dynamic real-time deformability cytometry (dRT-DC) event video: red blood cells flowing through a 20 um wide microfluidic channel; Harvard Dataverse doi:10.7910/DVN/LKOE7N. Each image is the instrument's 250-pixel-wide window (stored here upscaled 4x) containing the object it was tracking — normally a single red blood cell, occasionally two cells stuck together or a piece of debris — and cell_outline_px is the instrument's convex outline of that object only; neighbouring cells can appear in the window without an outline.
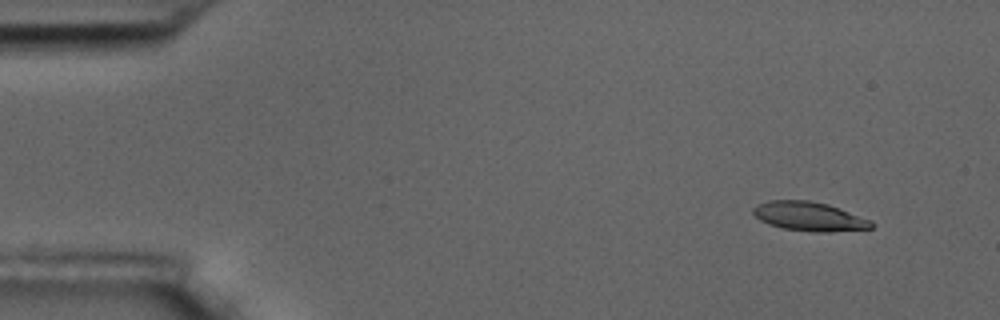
{"species": "common noctule bat (a hibernating species)", "species_latin": "Nyctalus noctula", "temperature_condition": "room temperature", "stored_images_in_passage": 46, "camera_frame_rate_fps": 3000, "um_per_image_px": 0.085, "animal": {"sex": "male", "body_mass_g": 17.5, "forearm_length_mm": 52.3}, "frame": {"image": 1, "passage_image": 2, "time_ms": 0.333, "image_size_px": [1000, 320], "cell_outline_px": [[872, 228], [832, 232], [812, 232], [780, 228], [768, 224], [760, 220], [752, 212], [752, 208], [756, 204], [768, 200], [808, 200], [828, 204], [868, 220], [872, 224]], "centroid_in_image_um": [68.69, 18.4], "position_along_channel_um": 16.3, "area_um2": 19.94}}
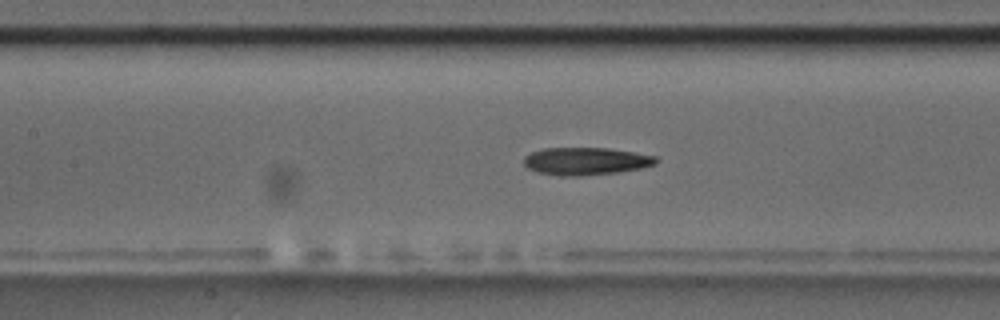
{"frame": {"image": 2, "passage_image": 23, "time_ms": 7.333, "image_size_px": [1000, 320], "cell_outline_px": [[660, 160], [656, 164], [640, 168], [616, 172], [580, 176], [560, 176], [536, 172], [528, 168], [524, 164], [524, 156], [532, 152], [544, 148], [608, 148], [656, 156]], "centroid_in_image_um": [49.78, 13.7], "position_along_channel_um": 157.6, "area_um2": 21.21}}
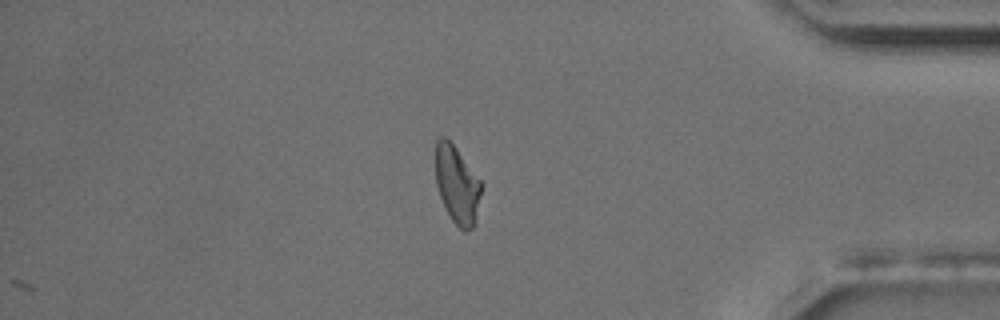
{"frame": {"image": 3, "passage_image": 46, "time_ms": 15.0, "image_size_px": [1000, 320], "cell_outline_px": [[484, 184], [472, 228], [468, 232], [464, 232], [452, 220], [440, 196], [436, 184], [436, 140], [440, 136], [444, 136], [456, 148]], "centroid_in_image_um": [38.86, 15.69], "position_along_channel_um": 396.3, "area_um2": 20.52}, "authors_computed_cell_mechanics": {"area_um2": 20.8947, "velocity_mm_per_s": 3.5195, "shape_relaxation_time_tau1_ms": 8.4678, "shape_relaxation_time_tau2_ms": 2.6968, "deformation_change_tau1": 0.237, "deformation_change_tau2": 0.1113}}